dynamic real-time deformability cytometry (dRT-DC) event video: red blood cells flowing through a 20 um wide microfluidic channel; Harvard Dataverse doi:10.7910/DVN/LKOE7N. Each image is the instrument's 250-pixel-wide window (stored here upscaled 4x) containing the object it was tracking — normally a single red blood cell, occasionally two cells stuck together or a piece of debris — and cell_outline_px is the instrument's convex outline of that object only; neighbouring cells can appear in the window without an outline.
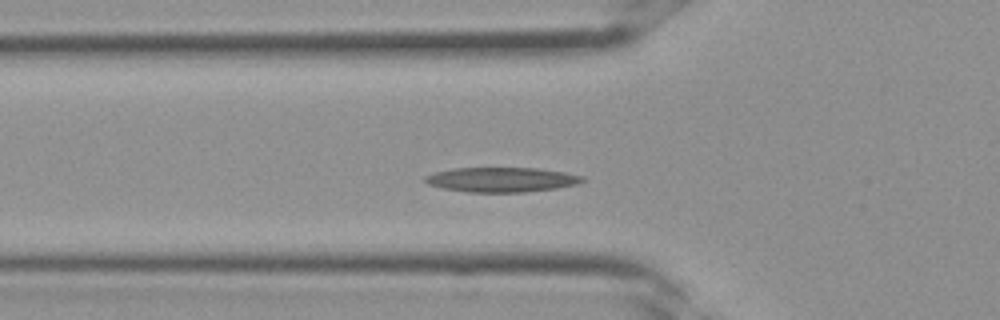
{"species": "Egyptian fruit bat (a non-hibernating species)", "species_latin": "Rousettus aegyptiacus", "temperature_condition": "room temperature", "stored_images_in_passage": 27, "segment_of_instrument_passage": [1, 2], "camera_frame_rate_fps": 3000, "um_per_image_px": 0.085, "frame": {"image": 1, "passage_image": 3, "time_ms": 0.667, "image_size_px": [1000, 320], "cell_outline_px": [[588, 180], [576, 184], [556, 188], [524, 192], [468, 192], [444, 188], [428, 184], [424, 180], [424, 176], [436, 172], [452, 168], [536, 168], [564, 172], [584, 176]], "centroid_in_image_um": [42.66, 15.26], "position_along_channel_um": 83.1, "area_um2": 22.6}}
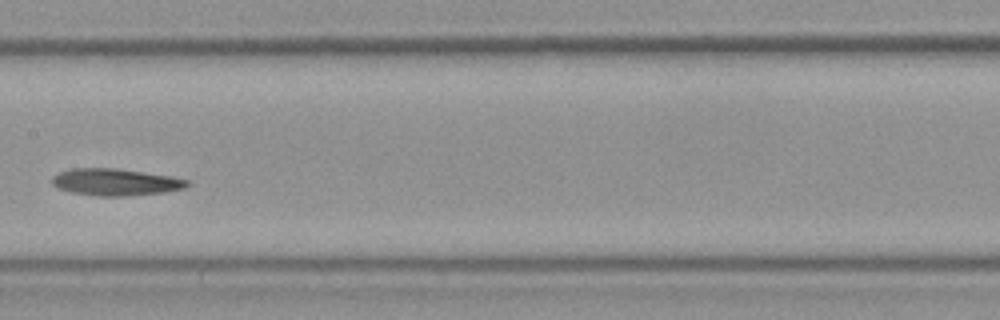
{"frame": {"image": 2, "passage_image": 9, "time_ms": 2.667, "image_size_px": [1000, 320], "cell_outline_px": [[188, 184], [184, 188], [164, 192], [124, 196], [96, 196], [72, 192], [56, 188], [52, 184], [52, 176], [60, 172], [72, 168], [116, 168], [172, 176], [188, 180]], "centroid_in_image_um": [9.78, 15.47], "position_along_channel_um": 197.6, "area_um2": 21.15}}
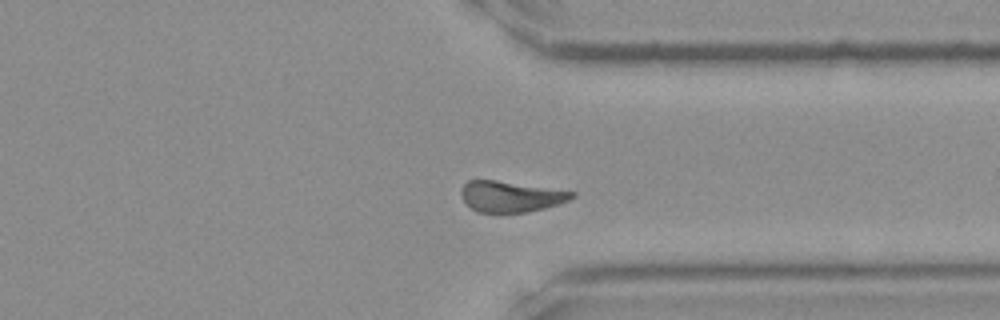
{"frame": {"image": 3, "passage_image": 18, "time_ms": 5.667, "image_size_px": [1000, 320], "cell_outline_px": [[576, 196], [568, 200], [544, 208], [524, 212], [476, 212], [464, 200], [460, 192], [460, 188], [468, 180], [496, 180], [576, 192]], "centroid_in_image_um": [43.39, 16.69], "position_along_channel_um": 368.0, "area_um2": 19.65}}